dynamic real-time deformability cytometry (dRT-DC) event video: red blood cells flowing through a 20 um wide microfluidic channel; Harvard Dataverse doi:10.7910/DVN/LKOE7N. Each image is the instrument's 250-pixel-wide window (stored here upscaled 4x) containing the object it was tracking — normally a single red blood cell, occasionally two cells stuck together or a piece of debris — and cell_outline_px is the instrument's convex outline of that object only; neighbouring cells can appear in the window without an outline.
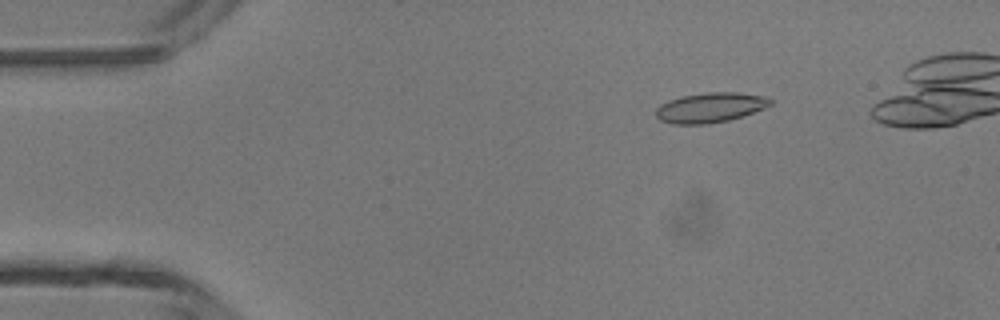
{"species": "common noctule bat (a hibernating species)", "species_latin": "Nyctalus noctula", "temperature_condition": "room temperature", "stored_images_in_passage": 42, "camera_frame_rate_fps": 3000, "um_per_image_px": 0.085, "animal": {"sex": "male", "body_mass_g": 13.3}, "frame": {"image": 1, "passage_image": 7, "time_ms": 2.0, "image_size_px": [1000, 320], "cell_outline_px": [[772, 104], [764, 108], [728, 120], [708, 124], [672, 124], [660, 120], [656, 116], [656, 108], [660, 104], [668, 100], [680, 96], [708, 92], [736, 92], [764, 96], [772, 100]], "centroid_in_image_um": [60.33, 9.14], "position_along_channel_um": 24.7, "area_um2": 19.88}}
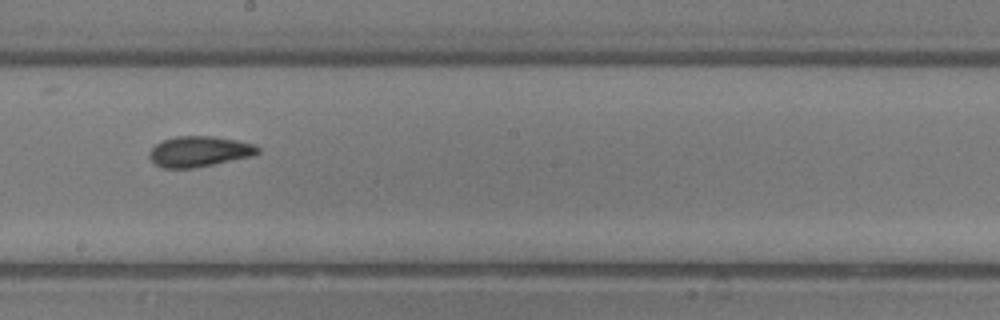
{"frame": {"image": 2, "passage_image": 26, "time_ms": 8.333, "image_size_px": [1000, 320], "cell_outline_px": [[260, 152], [252, 156], [192, 168], [164, 168], [156, 164], [148, 156], [148, 152], [156, 144], [164, 140], [176, 136], [212, 136], [236, 140], [256, 144], [260, 148]], "centroid_in_image_um": [16.95, 12.87], "position_along_channel_um": 231.3, "area_um2": 19.19}}
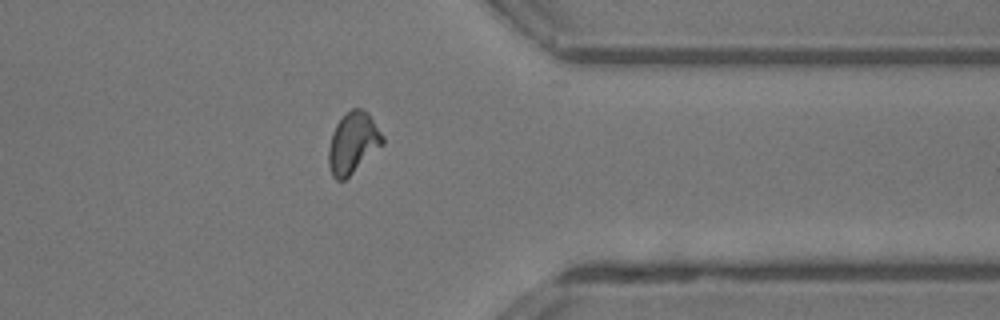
{"frame": {"image": 3, "passage_image": 37, "time_ms": 12.0, "image_size_px": [1000, 320], "cell_outline_px": [[384, 144], [344, 180], [336, 180], [332, 176], [328, 164], [328, 148], [332, 132], [336, 124], [352, 108], [364, 108], [368, 112], [384, 136]], "centroid_in_image_um": [30.0, 12.14], "position_along_channel_um": 381.4, "area_um2": 19.25}}